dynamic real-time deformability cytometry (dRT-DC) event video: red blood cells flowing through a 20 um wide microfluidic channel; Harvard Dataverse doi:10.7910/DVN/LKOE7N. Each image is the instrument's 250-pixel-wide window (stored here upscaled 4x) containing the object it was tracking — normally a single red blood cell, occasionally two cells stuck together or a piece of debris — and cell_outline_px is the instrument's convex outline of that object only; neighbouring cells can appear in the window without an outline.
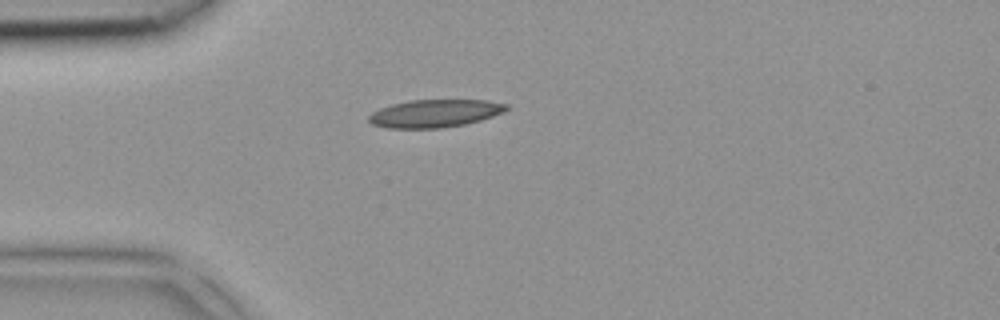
{"species": "common noctule bat (a hibernating species)", "species_latin": "Nyctalus noctula", "temperature_condition": "room temperature", "stored_images_in_passage": 1, "camera_frame_rate_fps": 3000, "um_per_image_px": 0.085, "animal": {"sex": "female", "body_mass_g": 18.4}, "frame": {"image": 1, "passage_image": 1, "time_ms": 0.0, "image_size_px": [1000, 320], "cell_outline_px": [[508, 108], [504, 112], [480, 120], [464, 124], [440, 128], [388, 128], [372, 124], [368, 120], [368, 116], [372, 112], [380, 108], [392, 104], [412, 100], [488, 100], [508, 104]], "centroid_in_image_um": [36.96, 9.63], "position_along_channel_um": 48.0, "area_um2": 22.2}}